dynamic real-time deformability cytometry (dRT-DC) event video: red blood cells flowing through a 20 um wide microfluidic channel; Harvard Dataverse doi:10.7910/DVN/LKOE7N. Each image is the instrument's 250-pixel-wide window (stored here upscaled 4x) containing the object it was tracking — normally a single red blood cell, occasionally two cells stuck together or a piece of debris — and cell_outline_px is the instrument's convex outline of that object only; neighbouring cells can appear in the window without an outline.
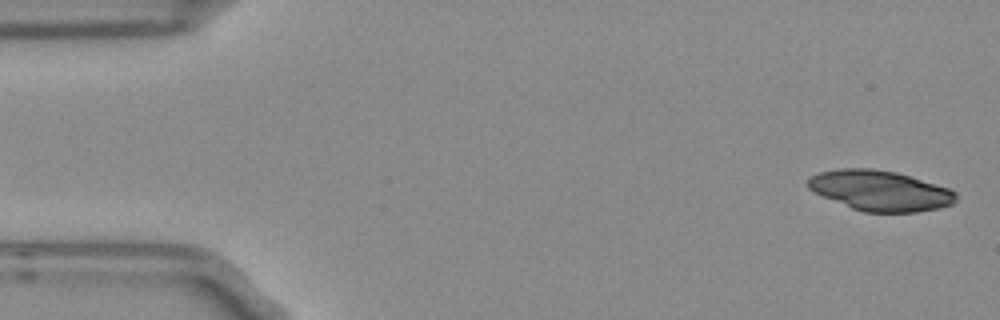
{"species": "Egyptian fruit bat (a non-hibernating species)", "species_latin": "Rousettus aegyptiacus", "temperature_condition": "room temperature", "stored_images_in_passage": 4, "camera_frame_rate_fps": 3000, "um_per_image_px": 0.085, "frame": {"image": 1, "passage_image": 1, "time_ms": 0.0, "image_size_px": [1000, 320], "cell_outline_px": [[956, 200], [952, 204], [940, 208], [916, 212], [864, 212], [852, 208], [812, 192], [804, 184], [812, 176], [820, 172], [840, 168], [872, 168], [896, 172], [948, 188], [956, 192]], "centroid_in_image_um": [74.78, 16.2], "position_along_channel_um": 10.2, "area_um2": 34.68}}